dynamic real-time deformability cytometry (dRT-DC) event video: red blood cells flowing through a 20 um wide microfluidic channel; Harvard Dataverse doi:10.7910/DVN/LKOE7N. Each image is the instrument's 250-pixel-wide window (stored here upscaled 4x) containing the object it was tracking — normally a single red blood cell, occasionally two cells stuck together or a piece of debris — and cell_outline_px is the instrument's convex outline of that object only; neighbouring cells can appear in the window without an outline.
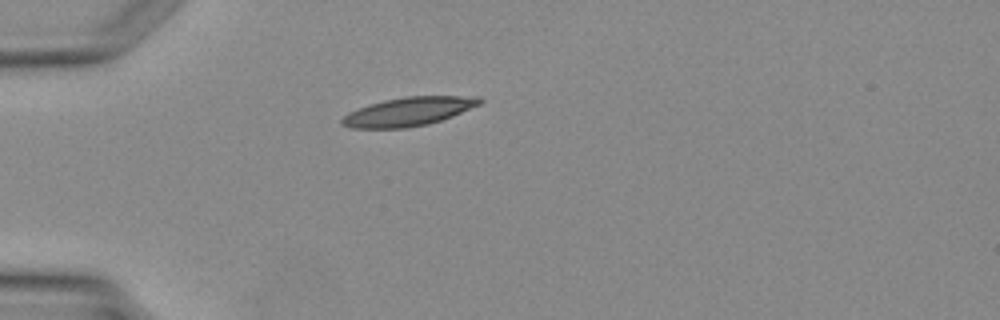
{"species": "Egyptian fruit bat (a non-hibernating species)", "species_latin": "Rousettus aegyptiacus", "temperature_condition": "warm", "stored_images_in_passage": 1, "camera_frame_rate_fps": 3000, "um_per_image_px": 0.085, "animal": {"sex": "female"}, "frame": {"image": 1, "passage_image": 1, "time_ms": 0.0, "image_size_px": [1000, 320], "cell_outline_px": [[484, 100], [480, 104], [452, 116], [428, 124], [404, 128], [352, 128], [340, 124], [340, 120], [348, 112], [384, 100], [404, 96], [480, 96]], "centroid_in_image_um": [34.73, 9.48], "position_along_channel_um": 50.3, "area_um2": 22.89}}